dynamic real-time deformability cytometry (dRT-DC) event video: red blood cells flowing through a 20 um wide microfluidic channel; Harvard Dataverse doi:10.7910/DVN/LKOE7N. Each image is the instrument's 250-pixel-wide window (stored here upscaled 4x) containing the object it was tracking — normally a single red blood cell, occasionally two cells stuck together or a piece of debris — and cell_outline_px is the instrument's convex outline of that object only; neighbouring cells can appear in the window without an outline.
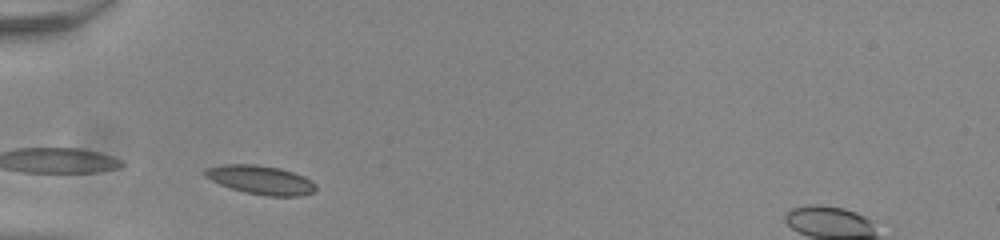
{"species": "common noctule bat (a hibernating species)", "species_latin": "Nyctalus noctula", "temperature_condition": "room temperature", "stored_images_in_passage": 27, "camera_frame_rate_fps": 3000, "um_per_image_px": 0.085, "animal": {"sex": "male", "body_mass_g": 20.0, "forearm_length_mm": 53.3}, "frame": {"image": 1, "passage_image": 1, "time_ms": 0.0, "image_size_px": [1000, 240], "cell_outline_px": [[316, 192], [300, 196], [268, 196], [244, 192], [220, 184], [204, 176], [200, 172], [204, 168], [220, 164], [256, 164], [280, 168], [304, 176], [312, 180], [316, 184]], "centroid_in_image_um": [22.14, 15.28], "position_along_channel_um": 62.9, "area_um2": 18.9}}
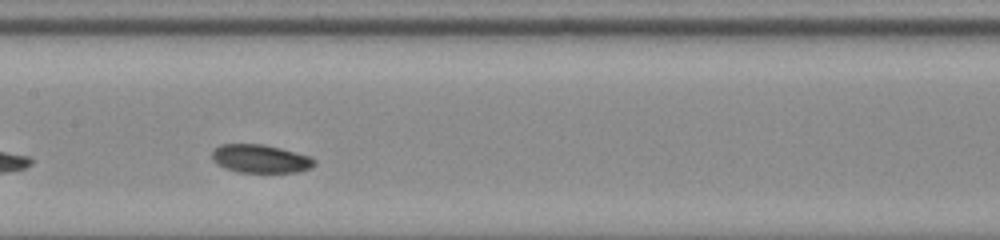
{"frame": {"image": 2, "passage_image": 11, "time_ms": 3.333, "image_size_px": [1000, 240], "cell_outline_px": [[316, 164], [312, 168], [296, 172], [236, 172], [224, 168], [216, 164], [212, 160], [212, 152], [220, 144], [264, 144], [312, 156], [316, 160]], "centroid_in_image_um": [22.15, 13.49], "position_along_channel_um": 185.2, "area_um2": 17.11}}
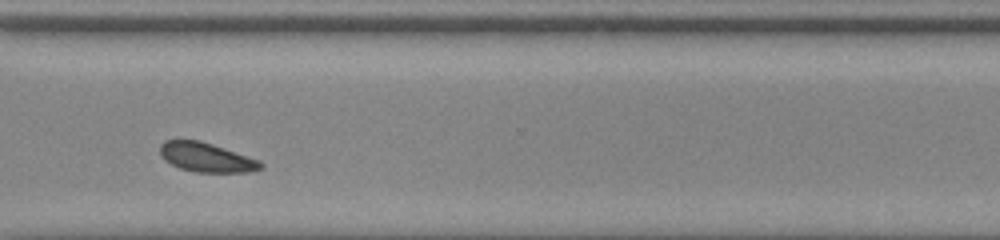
{"frame": {"image": 3, "passage_image": 24, "time_ms": 7.667, "image_size_px": [1000, 240], "cell_outline_px": [[264, 168], [248, 172], [196, 172], [180, 168], [164, 160], [160, 156], [160, 144], [164, 140], [200, 140], [260, 160], [264, 164]], "centroid_in_image_um": [17.54, 13.37], "position_along_channel_um": 353.1, "area_um2": 17.22}, "authors_computed_cell_mechanics": {"area_um2": 16.8776, "velocity_mm_per_s": 3.8826, "shape_relaxation_time_tau1_ms": 4.5329, "shape_relaxation_time_tau2_ms": 5.0459, "deformation_change_tau1": 0.1088, "deformation_change_tau2": 0.0875}}